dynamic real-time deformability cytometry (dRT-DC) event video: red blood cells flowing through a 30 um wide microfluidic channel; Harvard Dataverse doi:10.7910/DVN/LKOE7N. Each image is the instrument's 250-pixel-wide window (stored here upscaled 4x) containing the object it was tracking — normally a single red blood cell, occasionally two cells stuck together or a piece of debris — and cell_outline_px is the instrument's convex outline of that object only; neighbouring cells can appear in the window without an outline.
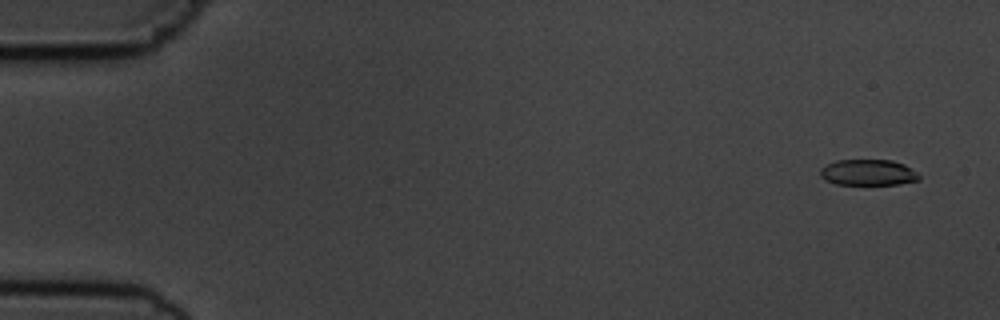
{"species": "common noctule bat (a hibernating species)", "species_latin": "Nyctalus noctula", "temperature_condition": "cold", "stored_images_in_passage": 54, "camera_frame_rate_fps": 3000, "um_per_image_px": 0.085, "animal": {"sex": "male", "body_mass_g": 19.5, "forearm_length_mm": 54.6}, "frame": {"image": 1, "passage_image": 2, "time_ms": 0.333, "image_size_px": [1000, 320], "cell_outline_px": [[920, 180], [900, 184], [836, 184], [824, 180], [820, 176], [820, 168], [836, 160], [892, 160], [904, 164], [916, 172], [920, 176]], "centroid_in_image_um": [73.78, 14.66], "position_along_channel_um": 11.2, "area_um2": 14.97}}
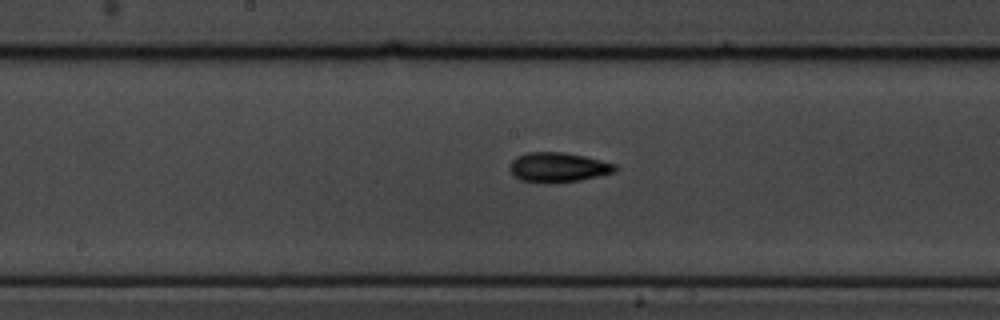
{"frame": {"image": 2, "passage_image": 28, "time_ms": 9.0, "image_size_px": [1000, 320], "cell_outline_px": [[616, 172], [580, 180], [556, 184], [520, 180], [508, 168], [512, 160], [516, 156], [528, 152], [564, 152], [584, 156], [616, 164]], "centroid_in_image_um": [47.43, 14.22], "position_along_channel_um": 200.8, "area_um2": 18.32}}
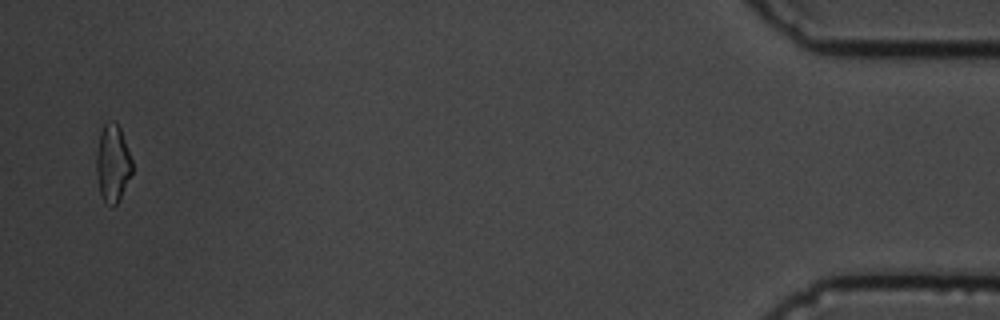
{"frame": {"image": 3, "passage_image": 53, "time_ms": 17.333, "image_size_px": [1000, 320], "cell_outline_px": [[132, 172], [116, 204], [112, 208], [104, 200], [100, 192], [96, 172], [96, 152], [100, 132], [104, 124], [108, 120], [112, 120], [120, 128], [132, 160]], "centroid_in_image_um": [9.56, 13.85], "position_along_channel_um": 425.6, "area_um2": 15.95}, "authors_computed_cell_mechanics": {"area_um2": 16.5308, "velocity_mm_per_s": 3.6857, "shape_relaxation_time_tau1_ms": 5.1421, "shape_relaxation_time_tau2_ms": 4.4483, "deformation_change_tau1": 0.1696, "deformation_change_tau2": 0.0807}}